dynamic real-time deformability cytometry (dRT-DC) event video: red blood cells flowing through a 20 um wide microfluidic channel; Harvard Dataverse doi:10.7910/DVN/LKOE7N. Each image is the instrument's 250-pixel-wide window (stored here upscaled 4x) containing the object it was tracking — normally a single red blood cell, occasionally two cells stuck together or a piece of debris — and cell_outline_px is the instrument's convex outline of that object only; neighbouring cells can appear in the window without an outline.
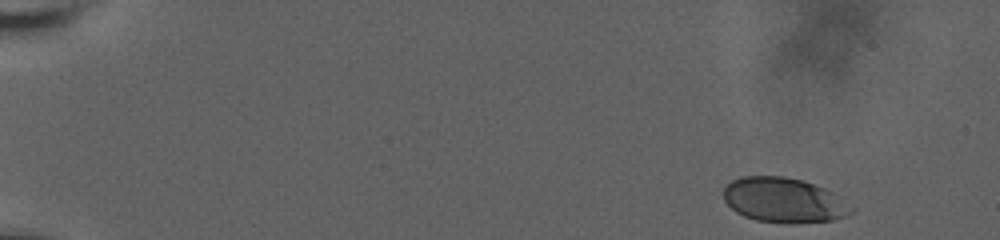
{"species": "human", "species_latin": "Homo sapiens", "temperature_condition": "room temperature", "stored_images_in_passage": 54, "camera_frame_rate_fps": 3000, "um_per_image_px": 0.085, "donor": {"sex": "male"}, "frame": {"image": 1, "passage_image": 1, "time_ms": 0.0, "image_size_px": [1000, 240], "cell_outline_px": [[856, 212], [832, 220], [792, 224], [784, 224], [756, 220], [744, 216], [736, 212], [724, 200], [724, 184], [740, 176], [784, 176], [800, 180], [824, 188], [832, 192], [856, 208]], "centroid_in_image_um": [66.63, 17.03], "position_along_channel_um": 18.4, "area_um2": 33.7}}
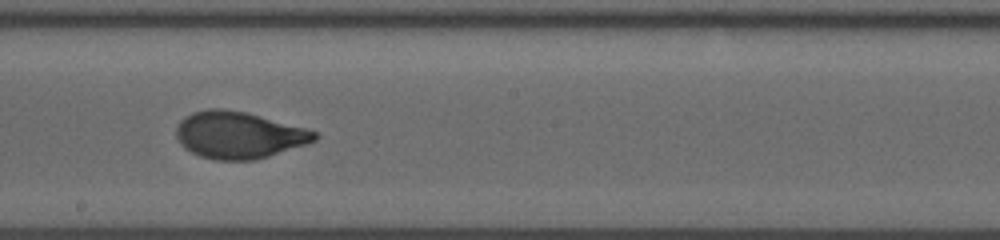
{"frame": {"image": 2, "passage_image": 31, "time_ms": 10.0, "image_size_px": [1000, 240], "cell_outline_px": [[320, 136], [316, 140], [308, 144], [256, 160], [216, 160], [200, 156], [184, 148], [180, 144], [176, 136], [176, 124], [184, 116], [192, 112], [208, 108], [224, 108], [244, 112], [308, 128], [316, 132]], "centroid_in_image_um": [20.29, 11.47], "position_along_channel_um": 227.9, "area_um2": 38.15}}
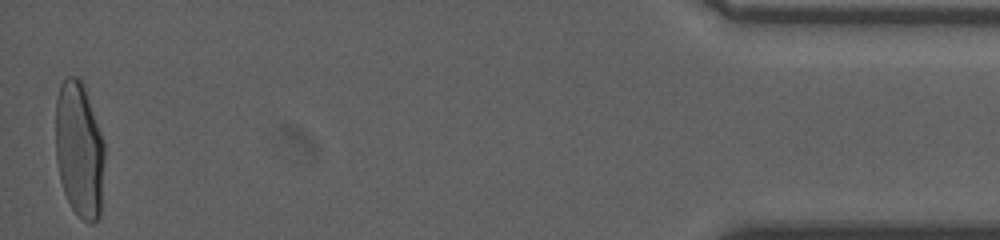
{"frame": {"image": 3, "passage_image": 54, "time_ms": 17.667, "image_size_px": [1000, 240], "cell_outline_px": [[104, 156], [100, 216], [92, 224], [88, 224], [72, 208], [64, 192], [60, 180], [56, 160], [56, 100], [60, 84], [68, 76], [76, 76], [80, 80], [84, 88], [100, 132], [104, 144]], "centroid_in_image_um": [6.72, 12.76], "position_along_channel_um": 428.5, "area_um2": 38.32}, "authors_computed_cell_mechanics": {"area_um2": 37.1654, "velocity_mm_per_s": 3.6591, "shape_relaxation_time_tau1_ms": 4.7, "shape_relaxation_time_tau2_ms": null, "deformation_change_tau1": 0.2172, "deformation_change_tau2": null}}